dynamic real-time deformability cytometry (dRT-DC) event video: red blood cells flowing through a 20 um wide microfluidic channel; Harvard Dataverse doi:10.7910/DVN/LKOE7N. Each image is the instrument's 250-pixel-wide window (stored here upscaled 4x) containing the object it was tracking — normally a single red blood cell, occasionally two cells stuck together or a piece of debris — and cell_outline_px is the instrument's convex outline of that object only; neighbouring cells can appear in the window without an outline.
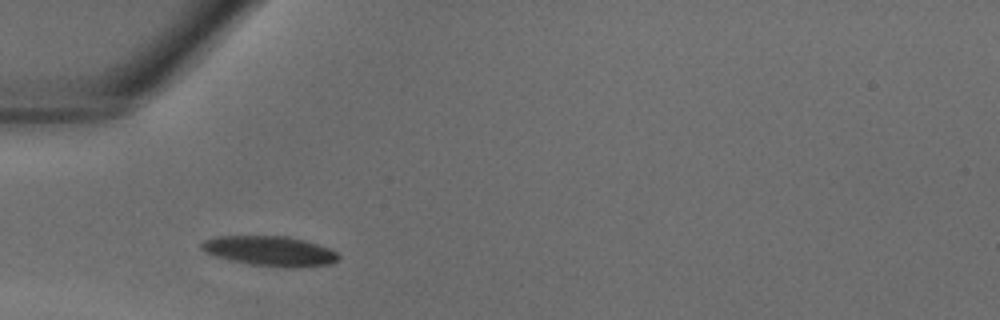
{"species": "common noctule bat (a hibernating species)", "species_latin": "Nyctalus noctula", "temperature_condition": "warm", "stored_images_in_passage": 28, "camera_frame_rate_fps": 3000, "um_per_image_px": 0.085, "animal": {"sex": "male", "body_mass_g": 18.8}, "frame": {"image": 1, "passage_image": 1, "time_ms": 0.0, "image_size_px": [1000, 320], "cell_outline_px": [[340, 260], [332, 264], [300, 268], [288, 268], [248, 264], [216, 256], [204, 252], [200, 248], [200, 244], [204, 240], [216, 236], [288, 236], [304, 240], [328, 248], [336, 252], [340, 256]], "centroid_in_image_um": [22.97, 21.35], "position_along_channel_um": 62.0, "area_um2": 24.1}}
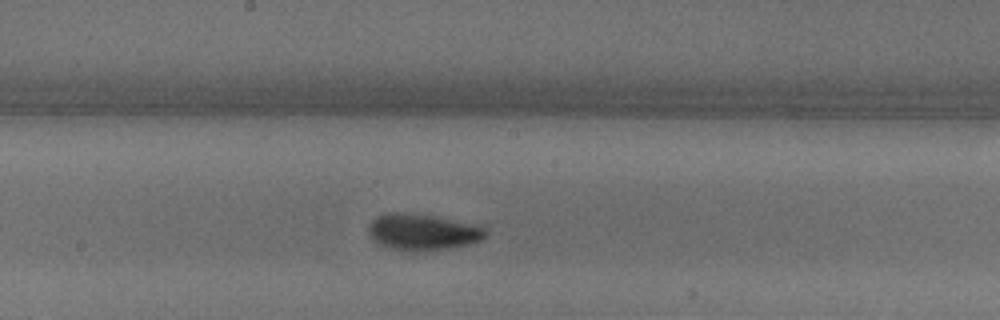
{"frame": {"image": 2, "passage_image": 10, "time_ms": 3.0, "image_size_px": [1000, 320], "cell_outline_px": [[488, 232], [480, 240], [468, 244], [452, 248], [412, 252], [400, 252], [388, 248], [372, 240], [368, 232], [368, 224], [376, 216], [392, 212], [396, 212], [436, 216], [472, 224], [488, 228]], "centroid_in_image_um": [35.88, 19.74], "position_along_channel_um": 212.3, "area_um2": 25.09}}
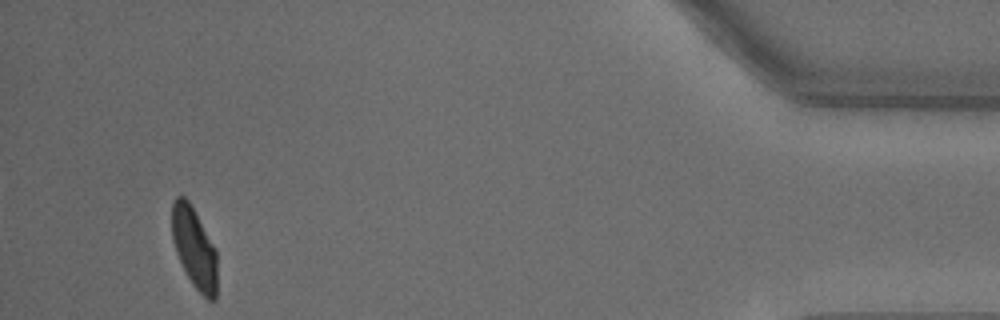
{"frame": {"image": 3, "passage_image": 26, "time_ms": 8.333, "image_size_px": [1000, 320], "cell_outline_px": [[216, 300], [208, 300], [192, 284], [176, 252], [172, 240], [172, 200], [176, 196], [184, 196], [188, 200], [216, 248]], "centroid_in_image_um": [16.51, 21.05], "position_along_channel_um": 418.7, "area_um2": 21.1}}